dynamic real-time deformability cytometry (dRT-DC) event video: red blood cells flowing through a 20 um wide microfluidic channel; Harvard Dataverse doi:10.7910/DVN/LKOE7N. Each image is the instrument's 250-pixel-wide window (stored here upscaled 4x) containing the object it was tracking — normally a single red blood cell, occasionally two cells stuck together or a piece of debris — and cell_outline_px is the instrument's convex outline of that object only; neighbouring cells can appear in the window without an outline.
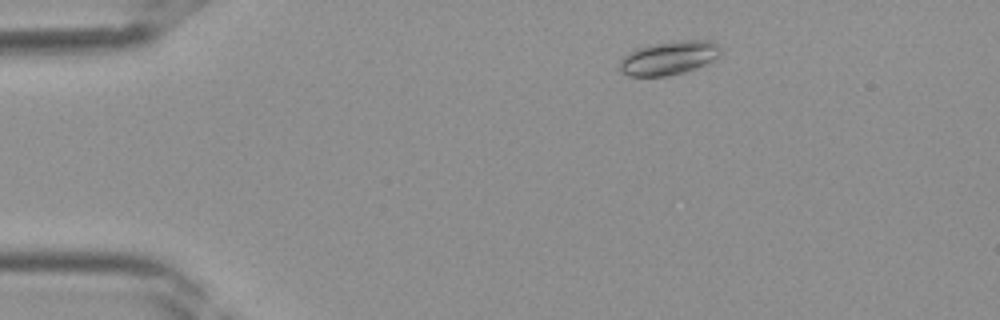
{"species": "Egyptian fruit bat (a non-hibernating species)", "species_latin": "Rousettus aegyptiacus", "temperature_condition": "room temperature", "stored_images_in_passage": 36, "camera_frame_rate_fps": 3000, "um_per_image_px": 0.085, "frame": {"image": 1, "passage_image": 4, "time_ms": 1.0, "image_size_px": [1000, 320], "cell_outline_px": [[720, 56], [696, 68], [684, 72], [668, 76], [628, 76], [620, 72], [620, 60], [628, 52], [636, 48], [648, 44], [676, 40], [712, 40], [720, 44]], "centroid_in_image_um": [56.85, 4.9], "position_along_channel_um": 28.2, "area_um2": 20.17}}
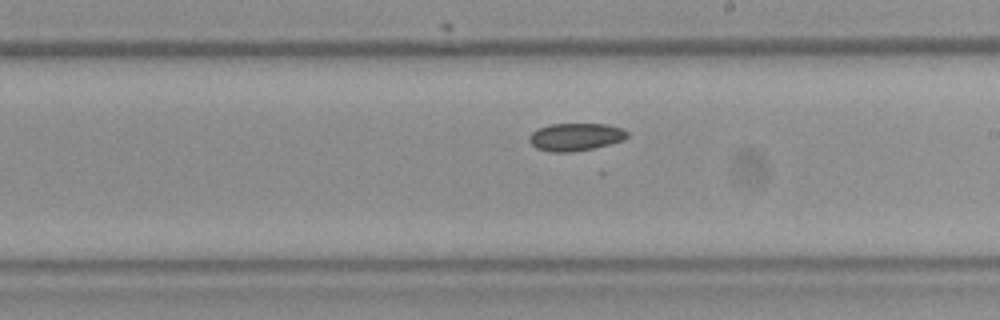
{"frame": {"image": 2, "passage_image": 20, "time_ms": 6.333, "image_size_px": [1000, 320], "cell_outline_px": [[628, 136], [624, 140], [592, 148], [572, 152], [552, 152], [536, 148], [528, 140], [528, 136], [536, 128], [548, 124], [608, 124], [624, 128], [628, 132]], "centroid_in_image_um": [48.91, 11.62], "position_along_channel_um": 240.1, "area_um2": 15.95}}
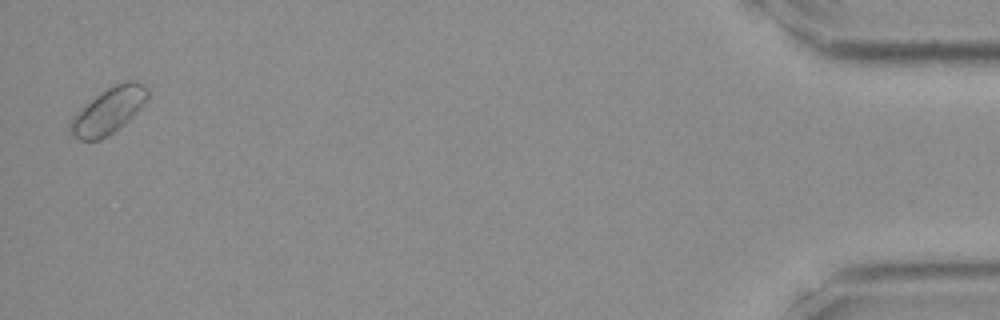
{"frame": {"image": 3, "passage_image": 36, "time_ms": 11.667, "image_size_px": [1000, 320], "cell_outline_px": [[148, 100], [128, 120], [108, 136], [100, 140], [80, 140], [72, 136], [68, 132], [68, 120], [76, 112], [96, 96], [108, 88], [124, 80], [132, 80], [148, 88]], "centroid_in_image_um": [9.17, 9.44], "position_along_channel_um": 426.0, "area_um2": 20.69}}